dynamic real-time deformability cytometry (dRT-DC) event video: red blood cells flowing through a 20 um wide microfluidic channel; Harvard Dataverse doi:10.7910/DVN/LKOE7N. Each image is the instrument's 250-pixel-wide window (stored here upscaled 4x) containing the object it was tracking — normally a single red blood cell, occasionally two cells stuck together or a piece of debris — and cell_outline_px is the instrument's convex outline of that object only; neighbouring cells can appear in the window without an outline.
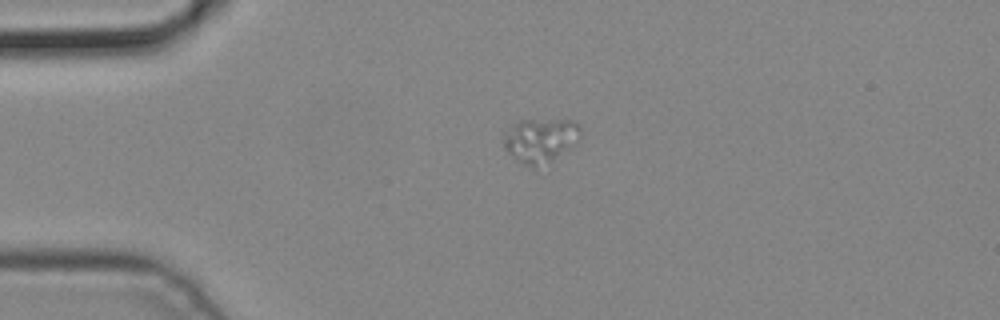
{"species": "common noctule bat (a hibernating species)", "species_latin": "Nyctalus noctula", "temperature_condition": "cold", "stored_images_in_passage": 3, "camera_frame_rate_fps": 3000, "um_per_image_px": 0.085, "animal": {"sex": "male", "body_mass_g": 19.2, "forearm_length_mm": 51.8}, "frame": {"image": 1, "passage_image": 1, "time_ms": 0.0, "image_size_px": [1000, 320], "cell_outline_px": [[580, 140], [572, 148], [552, 160], [532, 164], [524, 164], [504, 148], [504, 132], [520, 120], [572, 120], [580, 124]], "centroid_in_image_um": [45.99, 11.86], "position_along_channel_um": 39.0, "area_um2": 19.31}}
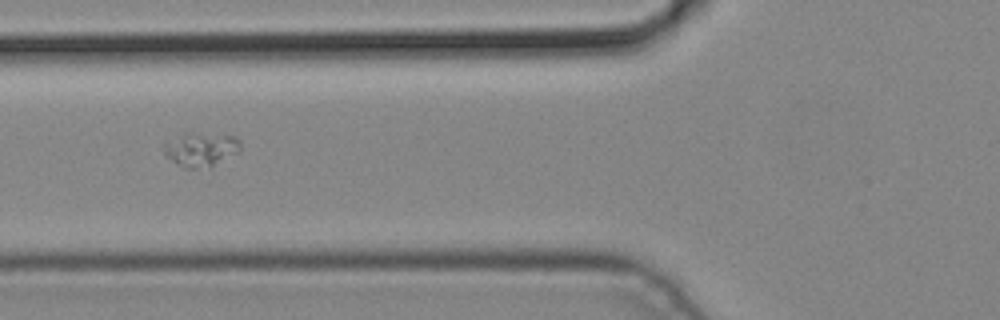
{"frame": {"image": 2, "passage_image": 3, "time_ms": 0.667, "image_size_px": [1000, 320], "cell_outline_px": [[240, 152], [212, 164], [196, 168], [184, 168], [176, 164], [164, 156], [164, 140], [184, 132], [192, 132], [236, 136], [240, 140]], "centroid_in_image_um": [17.0, 12.65], "position_along_channel_um": 108.8, "area_um2": 15.32}}